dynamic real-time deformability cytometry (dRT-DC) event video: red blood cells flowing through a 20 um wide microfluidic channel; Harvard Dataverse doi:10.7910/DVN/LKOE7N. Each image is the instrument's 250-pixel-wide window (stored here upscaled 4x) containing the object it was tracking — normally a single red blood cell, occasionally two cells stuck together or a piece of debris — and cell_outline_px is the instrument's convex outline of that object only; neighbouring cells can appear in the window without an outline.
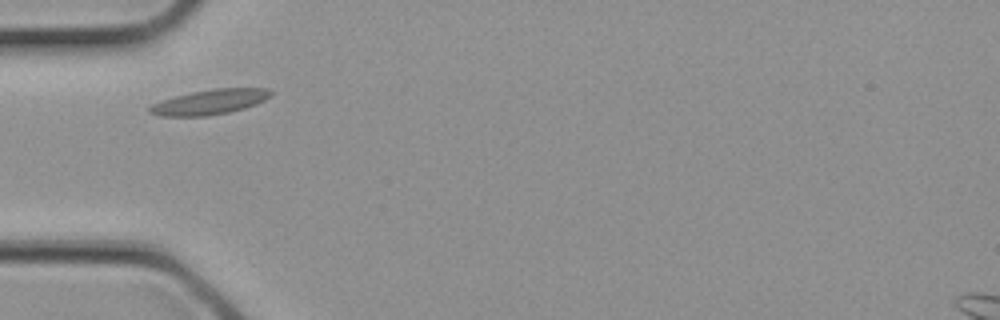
{"species": "common noctule bat (a hibernating species)", "species_latin": "Nyctalus noctula", "temperature_condition": "cold", "stored_images_in_passage": 1, "camera_frame_rate_fps": 3000, "um_per_image_px": 0.085, "animal": {"sex": "female", "body_mass_g": 21.9}, "frame": {"image": 1, "passage_image": 1, "time_ms": 0.0, "image_size_px": [1000, 320], "cell_outline_px": [[272, 96], [256, 104], [244, 108], [228, 112], [204, 116], [160, 116], [148, 112], [148, 108], [152, 104], [160, 100], [192, 92], [212, 88], [268, 88], [272, 92]], "centroid_in_image_um": [17.82, 8.66], "position_along_channel_um": 67.2, "area_um2": 17.63}}